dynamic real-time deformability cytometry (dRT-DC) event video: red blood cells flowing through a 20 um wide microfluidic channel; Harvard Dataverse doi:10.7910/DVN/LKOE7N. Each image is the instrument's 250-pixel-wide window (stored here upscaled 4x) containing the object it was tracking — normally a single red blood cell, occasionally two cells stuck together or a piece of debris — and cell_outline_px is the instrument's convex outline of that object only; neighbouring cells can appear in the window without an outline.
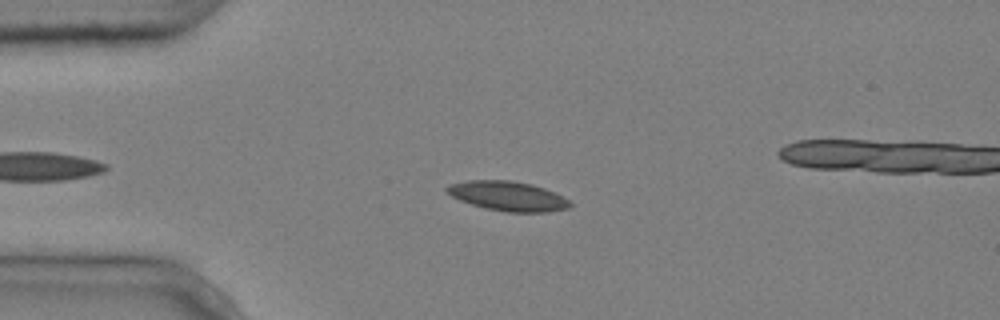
{"species": "common noctule bat (a hibernating species)", "species_latin": "Nyctalus noctula", "temperature_condition": "cold", "stored_images_in_passage": 6, "camera_frame_rate_fps": 3000, "um_per_image_px": 0.085, "animal": {"sex": "male", "body_mass_g": 20.4}, "frame": {"image": 1, "passage_image": 4, "time_ms": 1.0, "image_size_px": [1000, 320], "cell_outline_px": [[572, 204], [568, 208], [548, 212], [508, 212], [484, 208], [460, 200], [452, 196], [444, 188], [448, 184], [468, 180], [512, 180], [532, 184], [556, 192], [568, 200]], "centroid_in_image_um": [43.17, 16.66], "position_along_channel_um": 41.8, "area_um2": 21.27}}